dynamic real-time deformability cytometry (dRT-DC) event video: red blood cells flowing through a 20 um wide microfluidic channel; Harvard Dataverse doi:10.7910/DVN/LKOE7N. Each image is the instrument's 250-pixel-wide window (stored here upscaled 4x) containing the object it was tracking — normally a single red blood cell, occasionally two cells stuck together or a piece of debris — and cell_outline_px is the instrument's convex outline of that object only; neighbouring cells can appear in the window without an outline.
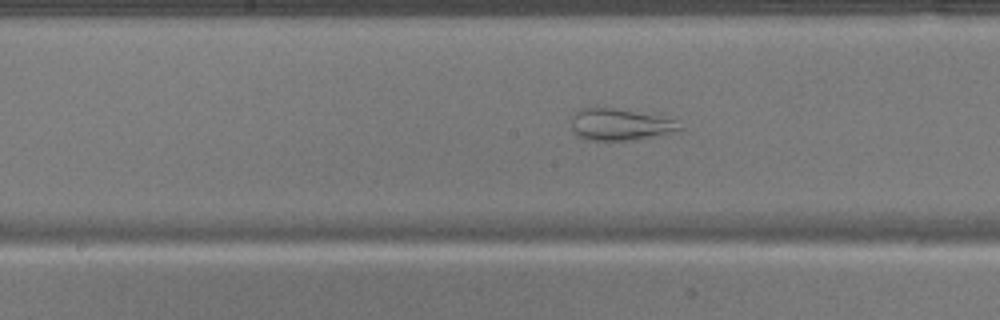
{"species": "common noctule bat (a hibernating species)", "species_latin": "Nyctalus noctula", "temperature_condition": "warm", "stored_images_in_passage": 50, "camera_frame_rate_fps": 3000, "um_per_image_px": 0.085, "animal": {"sex": "male", "body_mass_g": 17.9}, "frame": {"image": 1, "passage_image": 26, "time_ms": 8.333, "image_size_px": [1000, 320], "cell_outline_px": [[684, 128], [680, 132], [632, 140], [584, 140], [576, 136], [572, 132], [572, 116], [576, 108], [616, 108], [676, 120]], "centroid_in_image_um": [52.69, 10.6], "position_along_channel_um": 195.5, "area_um2": 20.29}}
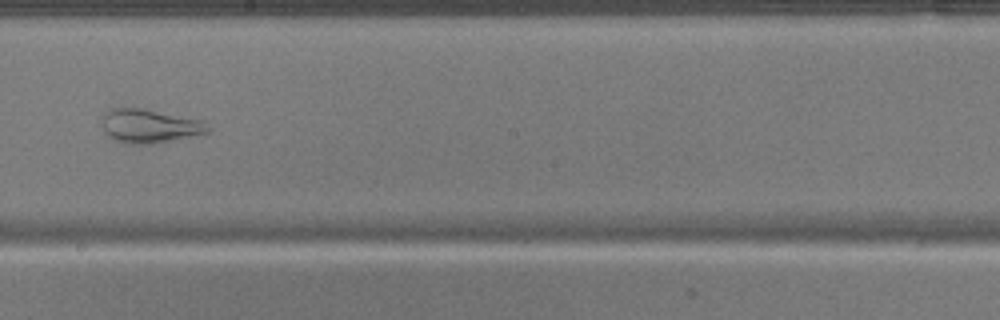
{"frame": {"image": 2, "passage_image": 29, "time_ms": 9.333, "image_size_px": [1000, 320], "cell_outline_px": [[212, 128], [208, 132], [148, 144], [132, 144], [116, 140], [108, 136], [104, 132], [100, 124], [108, 108], [120, 104], [144, 108], [204, 120]], "centroid_in_image_um": [12.64, 10.64], "position_along_channel_um": 235.6, "area_um2": 21.33}}
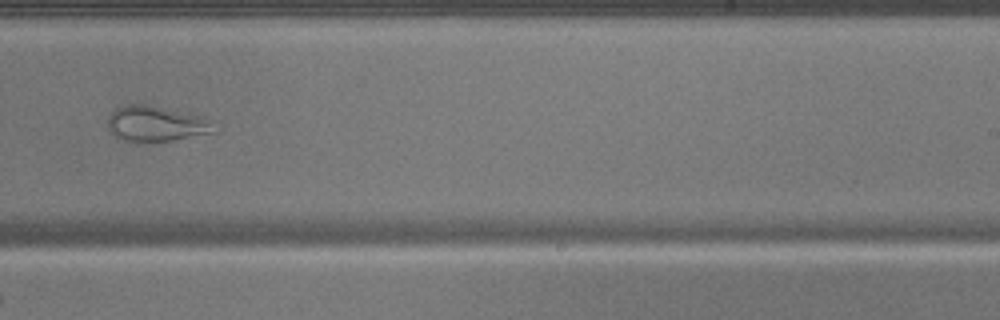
{"frame": {"image": 3, "passage_image": 32, "time_ms": 10.333, "image_size_px": [1000, 320], "cell_outline_px": [[216, 132], [172, 140], [120, 140], [108, 128], [108, 116], [112, 108], [124, 104], [144, 104], [196, 116], [208, 120]], "centroid_in_image_um": [13.15, 10.5], "position_along_channel_um": 275.9, "area_um2": 21.15}}